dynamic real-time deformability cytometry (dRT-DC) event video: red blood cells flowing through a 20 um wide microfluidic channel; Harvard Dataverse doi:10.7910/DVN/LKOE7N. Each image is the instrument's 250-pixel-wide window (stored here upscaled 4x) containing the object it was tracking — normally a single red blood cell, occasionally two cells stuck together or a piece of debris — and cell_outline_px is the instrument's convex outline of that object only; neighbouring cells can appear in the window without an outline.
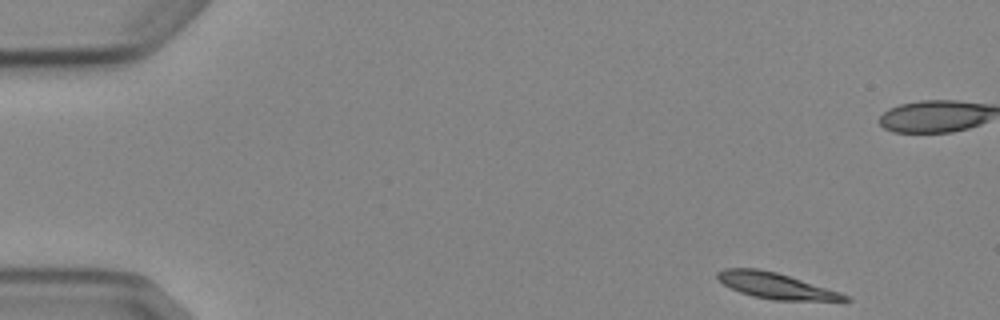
{"species": "Egyptian fruit bat (a non-hibernating species)", "species_latin": "Rousettus aegyptiacus", "temperature_condition": "cold", "stored_images_in_passage": 6, "camera_frame_rate_fps": 3000, "um_per_image_px": 0.085, "animal": {"sex": "female"}, "frame": {"image": 1, "passage_image": 1, "time_ms": 0.0, "image_size_px": [1000, 320], "cell_outline_px": [[852, 300], [772, 300], [752, 296], [740, 292], [724, 284], [716, 276], [716, 272], [724, 268], [756, 268], [776, 272], [840, 292], [848, 296]], "centroid_in_image_um": [65.89, 24.28], "position_along_channel_um": 19.1, "area_um2": 18.84}}